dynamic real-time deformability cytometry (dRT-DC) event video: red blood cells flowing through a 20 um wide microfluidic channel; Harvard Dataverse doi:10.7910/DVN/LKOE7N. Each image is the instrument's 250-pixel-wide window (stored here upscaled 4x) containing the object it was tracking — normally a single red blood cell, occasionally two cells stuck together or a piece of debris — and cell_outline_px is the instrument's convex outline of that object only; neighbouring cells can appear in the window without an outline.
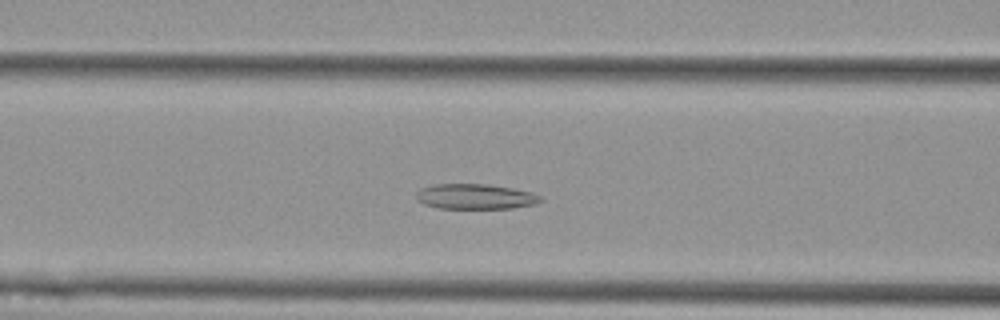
{"species": "Egyptian fruit bat (a non-hibernating species)", "species_latin": "Rousettus aegyptiacus", "temperature_condition": "cold", "stored_images_in_passage": 51, "camera_frame_rate_fps": 3000, "um_per_image_px": 0.085, "animal": {"sex": "female"}, "frame": {"image": 1, "passage_image": 17, "time_ms": 5.333, "image_size_px": [1000, 320], "cell_outline_px": [[544, 200], [536, 204], [512, 208], [436, 208], [424, 204], [416, 196], [416, 192], [420, 188], [432, 184], [488, 184], [512, 188], [532, 192], [544, 196]], "centroid_in_image_um": [40.45, 16.7], "position_along_channel_um": 126.2, "area_um2": 18.44}}
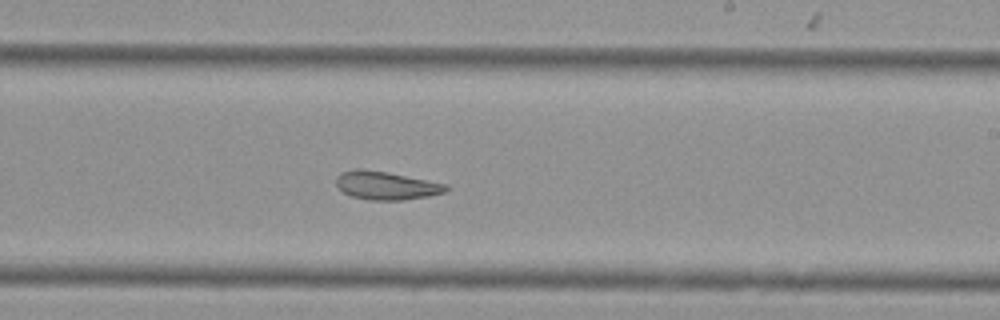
{"frame": {"image": 2, "passage_image": 28, "time_ms": 9.0, "image_size_px": [1000, 320], "cell_outline_px": [[448, 188], [444, 192], [428, 196], [404, 200], [372, 200], [352, 196], [344, 192], [336, 184], [336, 176], [340, 172], [356, 168], [364, 168], [388, 172], [448, 184]], "centroid_in_image_um": [32.81, 15.75], "position_along_channel_um": 256.2, "area_um2": 18.15}}
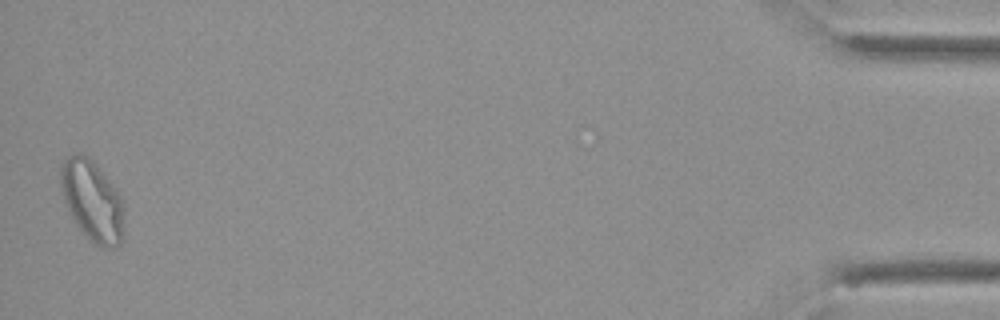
{"frame": {"image": 3, "passage_image": 50, "time_ms": 16.333, "image_size_px": [1000, 320], "cell_outline_px": [[124, 240], [116, 248], [100, 248], [76, 224], [64, 200], [60, 188], [60, 164], [68, 156], [80, 152], [88, 156], [92, 160], [120, 196], [124, 204]], "centroid_in_image_um": [7.86, 17.09], "position_along_channel_um": 427.3, "area_um2": 29.82}, "authors_computed_cell_mechanics": {"area_um2": 21.4438, "velocity_mm_per_s": 3.5672, "shape_relaxation_time_tau1_ms": null, "shape_relaxation_time_tau2_ms": 4.6133, "deformation_change_tau1": null, "deformation_change_tau2": 0.1261}}